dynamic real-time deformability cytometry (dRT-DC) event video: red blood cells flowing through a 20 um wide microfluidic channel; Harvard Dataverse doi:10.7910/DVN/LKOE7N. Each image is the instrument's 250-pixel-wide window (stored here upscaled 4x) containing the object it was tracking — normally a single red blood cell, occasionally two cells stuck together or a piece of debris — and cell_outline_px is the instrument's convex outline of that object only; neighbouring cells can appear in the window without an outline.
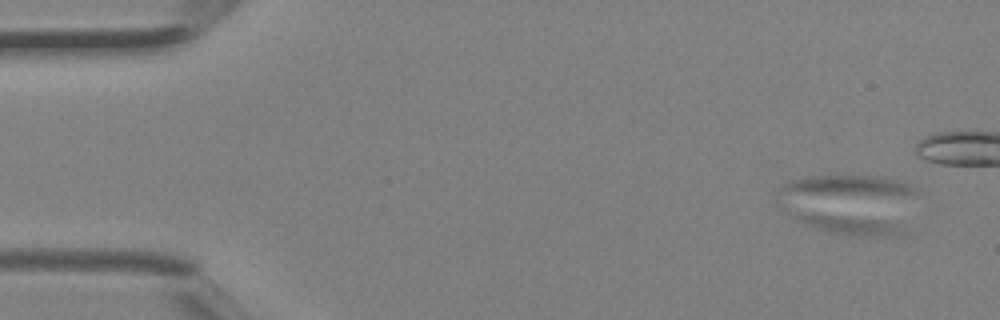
{"species": "Egyptian fruit bat (a non-hibernating species)", "species_latin": "Rousettus aegyptiacus", "temperature_condition": "room temperature", "stored_images_in_passage": 3, "camera_frame_rate_fps": 3000, "um_per_image_px": 0.085, "animal": {"sex": "female"}, "frame": {"image": 1, "passage_image": 1, "time_ms": 0.0, "image_size_px": [1000, 320], "cell_outline_px": [[908, 232], [904, 236], [856, 236], [832, 232], [804, 224], [796, 220], [788, 212], [812, 212], [880, 220], [904, 228]], "centroid_in_image_um": [72.17, 19.1], "position_along_channel_um": 12.8, "area_um2": 12.25}}